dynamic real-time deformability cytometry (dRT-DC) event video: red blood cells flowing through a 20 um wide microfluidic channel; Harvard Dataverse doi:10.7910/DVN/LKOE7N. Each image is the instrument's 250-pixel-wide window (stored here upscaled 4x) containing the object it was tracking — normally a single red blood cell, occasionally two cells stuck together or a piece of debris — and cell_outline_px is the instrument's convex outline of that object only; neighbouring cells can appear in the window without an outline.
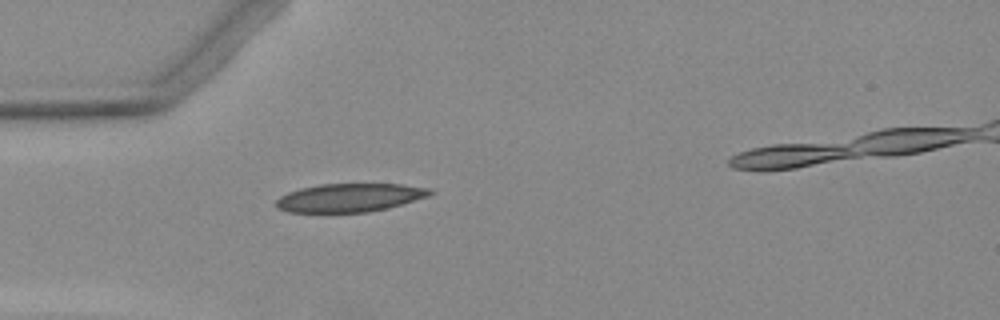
{"species": "Egyptian fruit bat (a non-hibernating species)", "species_latin": "Rousettus aegyptiacus", "temperature_condition": "warm", "stored_images_in_passage": 1, "camera_frame_rate_fps": 3000, "um_per_image_px": 0.085, "animal": {"sex": "female"}, "frame": {"image": 1, "passage_image": 1, "time_ms": 0.0, "image_size_px": [1000, 320], "cell_outline_px": [[436, 192], [428, 196], [388, 208], [368, 212], [288, 212], [276, 208], [276, 200], [280, 196], [288, 192], [300, 188], [320, 184], [404, 184], [428, 188]], "centroid_in_image_um": [29.71, 16.8], "position_along_channel_um": 55.3, "area_um2": 25.49}}